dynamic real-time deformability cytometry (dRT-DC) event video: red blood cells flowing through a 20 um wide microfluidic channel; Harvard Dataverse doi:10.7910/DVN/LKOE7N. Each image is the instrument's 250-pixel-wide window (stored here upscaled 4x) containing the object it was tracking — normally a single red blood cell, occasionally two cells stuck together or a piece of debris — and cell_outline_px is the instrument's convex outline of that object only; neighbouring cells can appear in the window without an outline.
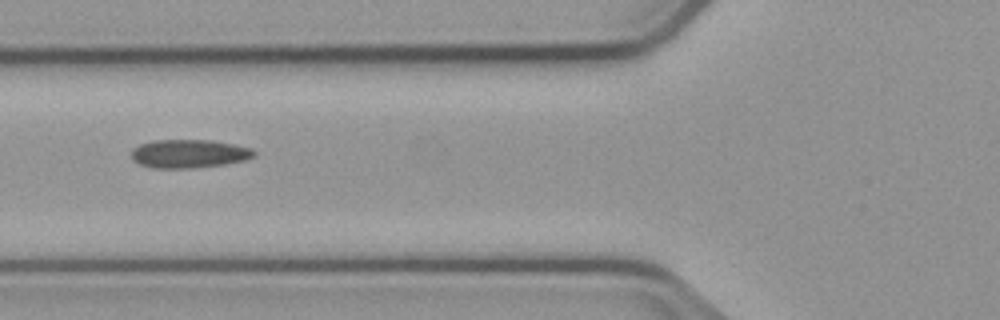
{"species": "common noctule bat (a hibernating species)", "species_latin": "Nyctalus noctula", "temperature_condition": "cold", "stored_images_in_passage": 4, "camera_frame_rate_fps": 3000, "um_per_image_px": 0.085, "animal": {"sex": "male", "body_mass_g": 23.1, "forearm_length_mm": 52.7}, "frame": {"image": 1, "passage_image": 4, "time_ms": 3.667, "image_size_px": [1000, 320], "cell_outline_px": [[256, 152], [252, 156], [244, 160], [224, 164], [192, 168], [152, 168], [140, 164], [132, 160], [132, 148], [140, 144], [152, 140], [212, 140], [252, 148]], "centroid_in_image_um": [16.02, 13.06], "position_along_channel_um": 109.8, "area_um2": 20.29}}